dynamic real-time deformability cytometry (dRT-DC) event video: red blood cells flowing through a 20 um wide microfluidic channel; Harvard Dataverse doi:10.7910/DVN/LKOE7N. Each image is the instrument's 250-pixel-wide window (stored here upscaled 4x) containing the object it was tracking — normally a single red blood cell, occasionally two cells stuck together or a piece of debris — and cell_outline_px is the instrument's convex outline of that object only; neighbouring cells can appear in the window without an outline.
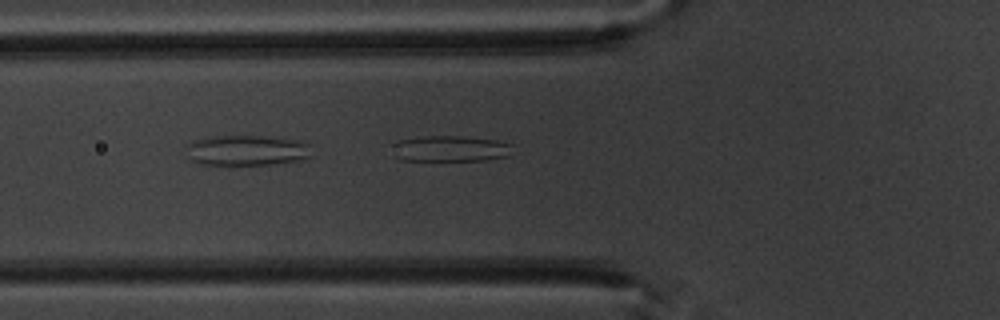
{"species": "common noctule bat (a hibernating species)", "species_latin": "Nyctalus noctula", "temperature_condition": "warm", "stored_images_in_passage": 6, "segment_of_instrument_passage": [1, 2], "camera_frame_rate_fps": 3000, "um_per_image_px": 0.085, "animal": {"sex": "male", "body_mass_g": 20.1, "forearm_length_mm": 53.5}, "frame": {"image": 1, "passage_image": 5, "time_ms": 5.333, "image_size_px": [1000, 320], "cell_outline_px": [[512, 144], [508, 156], [488, 160], [400, 160], [388, 156], [388, 144], [396, 140], [424, 136], [460, 136], [496, 140]], "centroid_in_image_um": [38.07, 12.64], "position_along_channel_um": 87.7, "area_um2": 18.79}}